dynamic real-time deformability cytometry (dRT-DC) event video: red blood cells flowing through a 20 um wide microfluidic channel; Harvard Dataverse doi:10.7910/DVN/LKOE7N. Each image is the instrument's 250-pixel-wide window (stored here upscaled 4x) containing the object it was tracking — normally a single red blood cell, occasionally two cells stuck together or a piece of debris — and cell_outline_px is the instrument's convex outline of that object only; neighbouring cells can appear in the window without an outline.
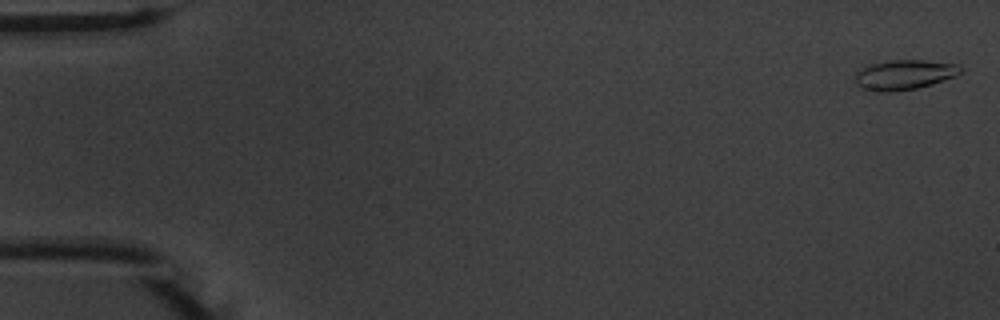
{"species": "common noctule bat (a hibernating species)", "species_latin": "Nyctalus noctula", "temperature_condition": "warm", "stored_images_in_passage": 55, "camera_frame_rate_fps": 3000, "um_per_image_px": 0.085, "animal": {"sex": "male", "body_mass_g": 20.1, "forearm_length_mm": 53.5}, "frame": {"image": 1, "passage_image": 2, "time_ms": 0.333, "image_size_px": [1000, 320], "cell_outline_px": [[964, 72], [956, 76], [932, 84], [916, 88], [896, 92], [872, 92], [860, 88], [856, 84], [856, 72], [860, 68], [872, 64], [888, 60], [924, 60], [956, 64], [964, 68]], "centroid_in_image_um": [76.86, 6.36], "position_along_channel_um": 8.1, "area_um2": 18.67}}
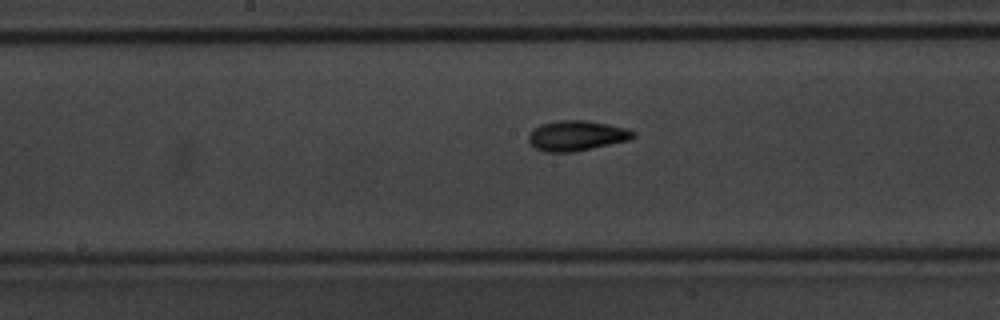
{"frame": {"image": 2, "passage_image": 29, "time_ms": 9.333, "image_size_px": [1000, 320], "cell_outline_px": [[636, 136], [628, 140], [572, 152], [544, 152], [536, 148], [528, 140], [528, 136], [540, 124], [560, 120], [588, 120], [628, 128], [636, 132]], "centroid_in_image_um": [49.04, 11.52], "position_along_channel_um": 199.2, "area_um2": 18.26}}
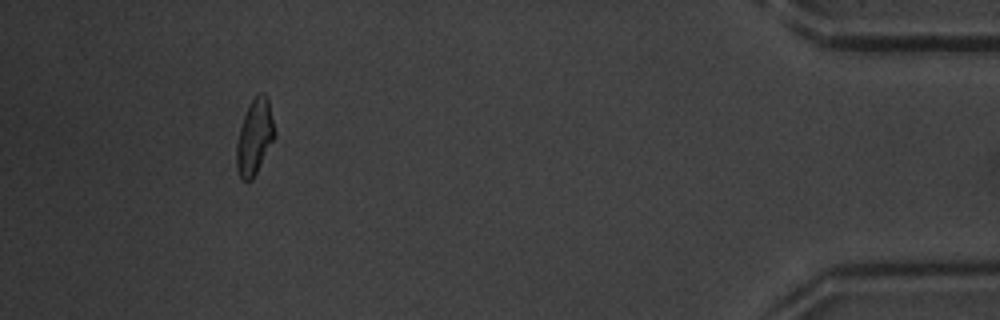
{"frame": {"image": 3, "passage_image": 51, "time_ms": 16.667, "image_size_px": [1000, 320], "cell_outline_px": [[276, 136], [252, 180], [244, 180], [240, 176], [236, 168], [236, 144], [240, 128], [244, 116], [252, 100], [260, 92], [264, 92], [268, 96], [276, 132]], "centroid_in_image_um": [21.66, 11.62], "position_along_channel_um": 413.5, "area_um2": 16.7}, "authors_computed_cell_mechanics": {"area_um2": 17.2822, "velocity_mm_per_s": 3.7472, "shape_relaxation_time_tau1_ms": 4.0982, "shape_relaxation_time_tau2_ms": 2.7022, "deformation_change_tau1": 0.1527, "deformation_change_tau2": 0.0905}}